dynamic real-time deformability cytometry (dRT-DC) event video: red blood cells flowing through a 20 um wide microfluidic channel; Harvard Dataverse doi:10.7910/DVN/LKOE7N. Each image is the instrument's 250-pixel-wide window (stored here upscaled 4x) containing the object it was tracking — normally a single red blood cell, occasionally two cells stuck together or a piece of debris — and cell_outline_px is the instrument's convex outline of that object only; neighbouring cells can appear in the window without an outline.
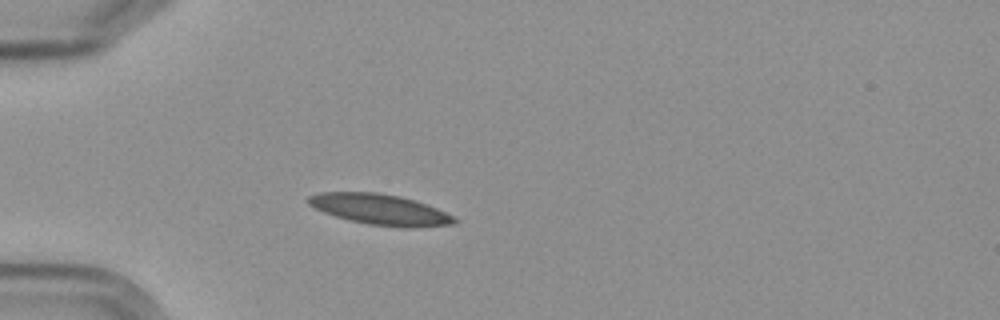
{"species": "Egyptian fruit bat (a non-hibernating species)", "species_latin": "Rousettus aegyptiacus", "temperature_condition": "cold", "stored_images_in_passage": 3, "camera_frame_rate_fps": 3000, "um_per_image_px": 0.085, "frame": {"image": 1, "passage_image": 3, "time_ms": 2.333, "image_size_px": [1000, 320], "cell_outline_px": [[460, 220], [452, 224], [412, 228], [404, 228], [368, 224], [348, 220], [324, 212], [308, 204], [308, 196], [320, 192], [376, 192], [400, 196], [436, 208]], "centroid_in_image_um": [32.29, 17.81], "position_along_channel_um": 52.7, "area_um2": 25.89}}